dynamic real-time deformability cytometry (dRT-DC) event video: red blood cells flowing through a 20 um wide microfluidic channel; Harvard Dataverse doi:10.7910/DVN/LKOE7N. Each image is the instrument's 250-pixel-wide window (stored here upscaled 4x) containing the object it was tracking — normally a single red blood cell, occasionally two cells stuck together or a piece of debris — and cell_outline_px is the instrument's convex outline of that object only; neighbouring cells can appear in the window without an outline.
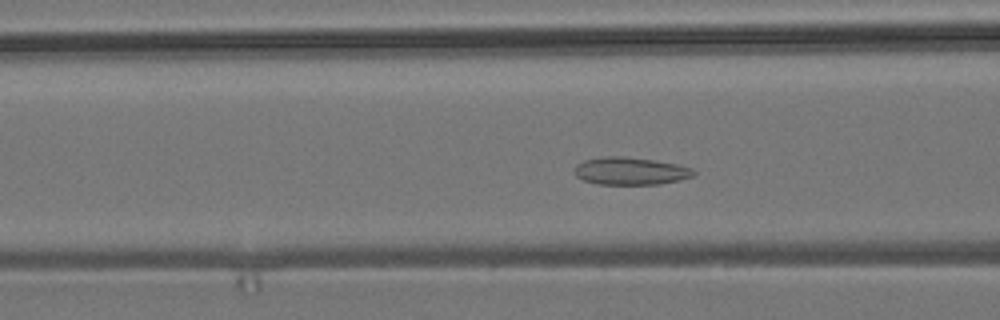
{"species": "common noctule bat (a hibernating species)", "species_latin": "Nyctalus noctula", "temperature_condition": "room temperature", "stored_images_in_passage": 52, "camera_frame_rate_fps": 3000, "um_per_image_px": 0.085, "animal": {"sex": "male", "body_mass_g": 19.2, "forearm_length_mm": 51.8}, "frame": {"image": 1, "passage_image": 18, "time_ms": 5.667, "image_size_px": [1000, 320], "cell_outline_px": [[696, 172], [692, 176], [660, 184], [596, 184], [584, 180], [576, 176], [576, 164], [584, 160], [604, 156], [624, 156], [652, 160], [676, 164], [692, 168]], "centroid_in_image_um": [53.56, 14.53], "position_along_channel_um": 113.0, "area_um2": 18.9}}
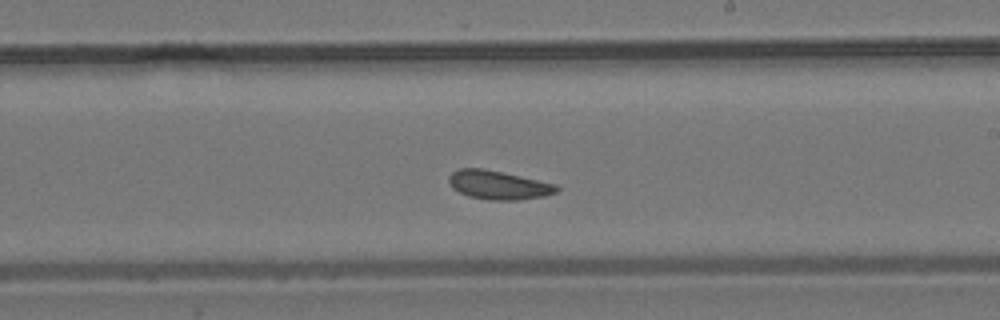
{"frame": {"image": 2, "passage_image": 29, "time_ms": 9.333, "image_size_px": [1000, 320], "cell_outline_px": [[560, 188], [556, 192], [544, 196], [520, 200], [488, 200], [468, 196], [452, 188], [448, 180], [448, 176], [452, 172], [460, 168], [484, 168], [556, 184]], "centroid_in_image_um": [42.35, 15.73], "position_along_channel_um": 246.7, "area_um2": 18.09}}
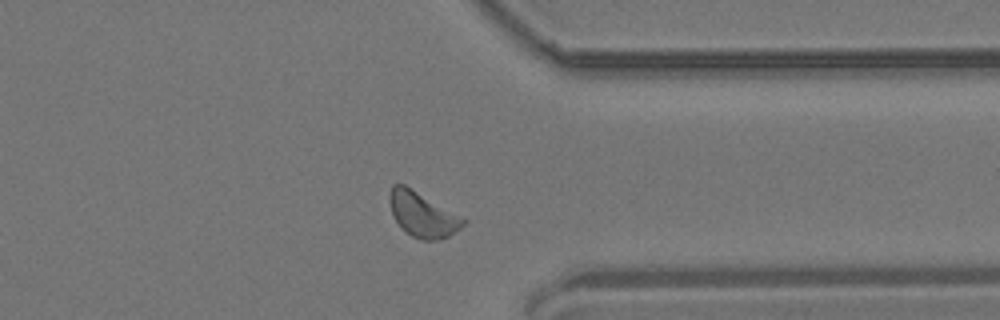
{"frame": {"image": 3, "passage_image": 40, "time_ms": 13.0, "image_size_px": [1000, 320], "cell_outline_px": [[468, 220], [460, 228], [448, 236], [436, 240], [424, 240], [412, 236], [400, 228], [392, 212], [388, 200], [388, 192], [392, 184], [404, 184], [464, 216]], "centroid_in_image_um": [35.92, 18.21], "position_along_channel_um": 375.5, "area_um2": 19.54}, "authors_computed_cell_mechanics": {"area_um2": 18.3804, "velocity_mm_per_s": 3.649, "shape_relaxation_time_tau1_ms": null, "shape_relaxation_time_tau2_ms": 2.877, "deformation_change_tau1": null, "deformation_change_tau2": 0.0999}}